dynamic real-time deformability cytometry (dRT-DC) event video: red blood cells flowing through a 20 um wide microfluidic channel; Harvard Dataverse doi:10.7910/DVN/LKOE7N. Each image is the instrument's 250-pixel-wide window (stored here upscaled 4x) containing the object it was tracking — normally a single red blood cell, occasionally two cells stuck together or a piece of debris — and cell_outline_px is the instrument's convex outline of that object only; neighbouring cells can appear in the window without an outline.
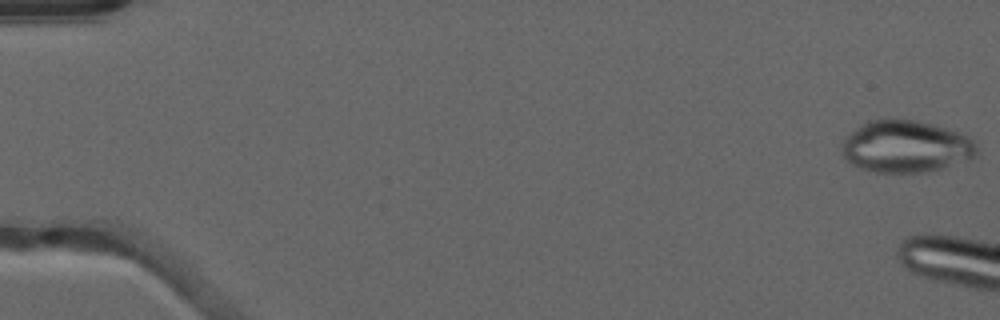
{"species": "common noctule bat (a hibernating species)", "species_latin": "Nyctalus noctula", "temperature_condition": "warm", "stored_images_in_passage": 5, "camera_frame_rate_fps": 3000, "um_per_image_px": 0.085, "animal": {"sex": "male", "forearm_length_mm": 52.5}, "frame": {"image": 1, "passage_image": 1, "time_ms": 0.0, "image_size_px": [1000, 320], "cell_outline_px": [[980, 156], [972, 160], [924, 172], [876, 172], [852, 164], [844, 160], [840, 152], [840, 148], [844, 136], [860, 124], [868, 120], [892, 116], [916, 120], [932, 124], [968, 136], [976, 144]], "centroid_in_image_um": [76.96, 12.42], "position_along_channel_um": 8.0, "area_um2": 41.91}}